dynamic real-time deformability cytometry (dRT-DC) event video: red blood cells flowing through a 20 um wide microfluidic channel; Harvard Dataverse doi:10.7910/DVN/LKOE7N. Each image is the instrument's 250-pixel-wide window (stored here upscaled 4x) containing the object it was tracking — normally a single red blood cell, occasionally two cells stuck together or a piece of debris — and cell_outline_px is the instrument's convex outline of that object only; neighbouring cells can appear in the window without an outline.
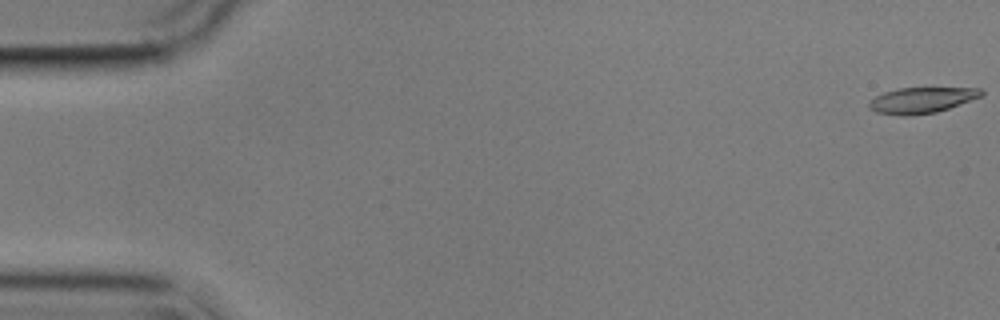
{"species": "common noctule bat (a hibernating species)", "species_latin": "Nyctalus noctula", "temperature_condition": "cold", "stored_images_in_passage": 57, "camera_frame_rate_fps": 3000, "um_per_image_px": 0.085, "animal": {"sex": "male", "body_mass_g": 17.9}, "frame": {"image": 1, "passage_image": 1, "time_ms": 0.0, "image_size_px": [1000, 320], "cell_outline_px": [[984, 96], [936, 112], [912, 116], [900, 116], [876, 112], [868, 108], [868, 100], [884, 92], [900, 88], [980, 88], [984, 92]], "centroid_in_image_um": [78.32, 8.52], "position_along_channel_um": 6.7, "area_um2": 17.05}}
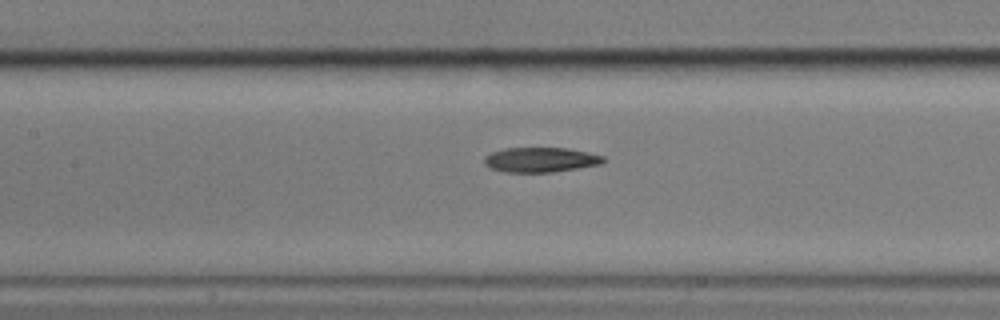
{"frame": {"image": 2, "passage_image": 26, "time_ms": 8.333, "image_size_px": [1000, 320], "cell_outline_px": [[604, 160], [600, 164], [552, 172], [504, 172], [492, 168], [484, 164], [484, 156], [492, 152], [504, 148], [568, 148], [588, 152], [604, 156]], "centroid_in_image_um": [45.92, 13.57], "position_along_channel_um": 161.5, "area_um2": 17.11}}
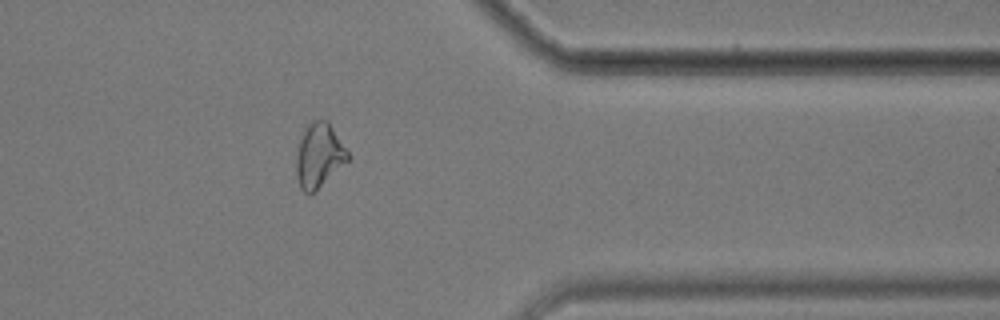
{"frame": {"image": 3, "passage_image": 46, "time_ms": 15.0, "image_size_px": [1000, 320], "cell_outline_px": [[352, 156], [316, 192], [308, 196], [300, 188], [296, 176], [296, 156], [300, 140], [308, 124], [312, 120], [328, 120]], "centroid_in_image_um": [27.13, 13.25], "position_along_channel_um": 384.3, "area_um2": 19.59}, "authors_computed_cell_mechanics": {"area_um2": 18.0336, "velocity_mm_per_s": 3.543, "shape_relaxation_time_tau1_ms": null, "shape_relaxation_time_tau2_ms": 6.271, "deformation_change_tau1": null, "deformation_change_tau2": 0.1451}}